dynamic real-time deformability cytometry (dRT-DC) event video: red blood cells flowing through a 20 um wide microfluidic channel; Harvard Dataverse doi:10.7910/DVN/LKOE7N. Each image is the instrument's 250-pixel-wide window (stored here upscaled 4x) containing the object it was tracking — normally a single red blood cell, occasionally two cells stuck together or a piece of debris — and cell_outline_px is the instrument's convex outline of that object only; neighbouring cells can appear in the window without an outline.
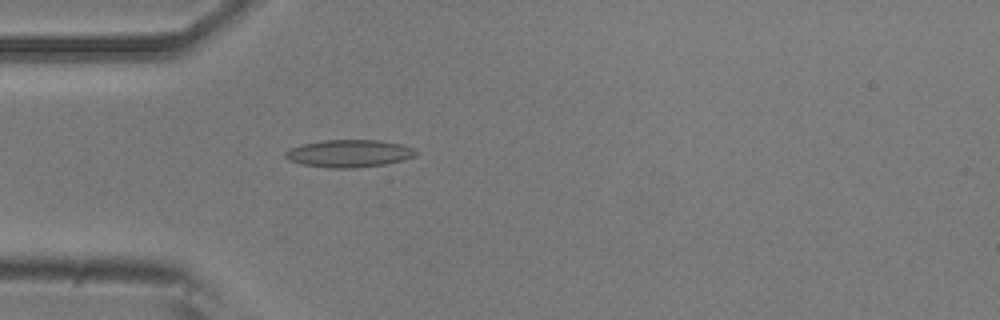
{"species": "common noctule bat (a hibernating species)", "species_latin": "Nyctalus noctula", "temperature_condition": "room temperature", "stored_images_in_passage": 5, "camera_frame_rate_fps": 3000, "um_per_image_px": 0.085, "animal": {"sex": "male", "body_mass_g": 20.5, "forearm_length_mm": 52.5}, "frame": {"image": 1, "passage_image": 5, "time_ms": 1.333, "image_size_px": [1000, 320], "cell_outline_px": [[416, 156], [404, 160], [384, 164], [356, 168], [328, 168], [300, 164], [288, 160], [284, 156], [284, 152], [292, 148], [304, 144], [324, 140], [380, 140], [400, 144], [412, 148], [416, 152]], "centroid_in_image_um": [29.66, 13.05], "position_along_channel_um": 55.3, "area_um2": 20.87}}